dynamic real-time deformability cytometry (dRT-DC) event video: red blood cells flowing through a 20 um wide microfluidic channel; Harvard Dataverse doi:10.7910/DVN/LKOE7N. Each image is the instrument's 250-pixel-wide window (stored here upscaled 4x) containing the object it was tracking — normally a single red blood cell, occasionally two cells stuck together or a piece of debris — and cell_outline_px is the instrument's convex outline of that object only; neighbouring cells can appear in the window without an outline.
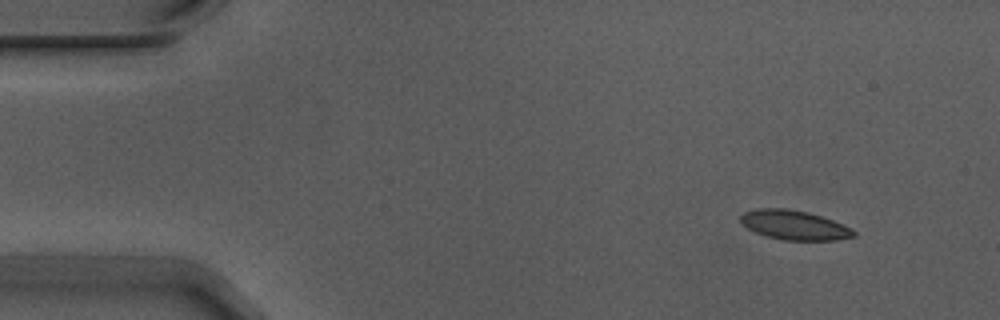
{"species": "Egyptian fruit bat (a non-hibernating species)", "species_latin": "Rousettus aegyptiacus", "temperature_condition": "warm", "stored_images_in_passage": 4, "camera_frame_rate_fps": 3000, "um_per_image_px": 0.085, "animal": {"sex": "male"}, "frame": {"image": 1, "passage_image": 1, "time_ms": 0.0, "image_size_px": [1000, 320], "cell_outline_px": [[856, 236], [836, 240], [784, 240], [768, 236], [756, 232], [748, 228], [740, 220], [740, 216], [744, 212], [756, 208], [784, 208], [808, 212], [832, 220], [852, 228], [856, 232]], "centroid_in_image_um": [67.53, 19.13], "position_along_channel_um": 17.5, "area_um2": 19.25}}
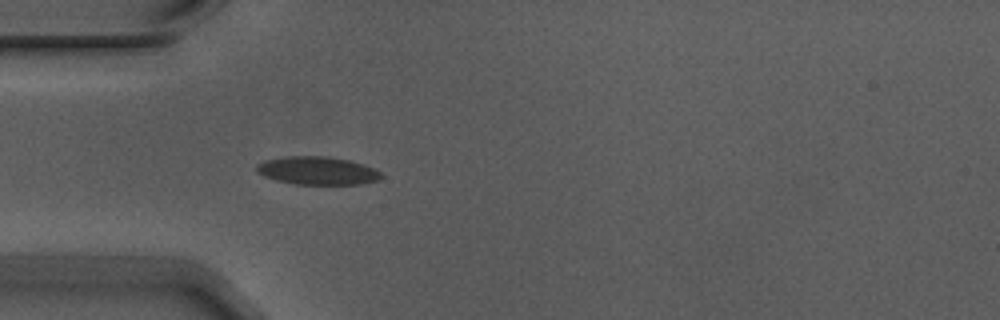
{"frame": {"image": 2, "passage_image": 4, "time_ms": 1.0, "image_size_px": [1000, 320], "cell_outline_px": [[384, 176], [380, 180], [360, 184], [296, 184], [276, 180], [264, 176], [256, 172], [256, 164], [264, 160], [288, 156], [328, 156], [348, 160], [376, 168]], "centroid_in_image_um": [26.99, 14.5], "position_along_channel_um": 58.0, "area_um2": 20.52}}